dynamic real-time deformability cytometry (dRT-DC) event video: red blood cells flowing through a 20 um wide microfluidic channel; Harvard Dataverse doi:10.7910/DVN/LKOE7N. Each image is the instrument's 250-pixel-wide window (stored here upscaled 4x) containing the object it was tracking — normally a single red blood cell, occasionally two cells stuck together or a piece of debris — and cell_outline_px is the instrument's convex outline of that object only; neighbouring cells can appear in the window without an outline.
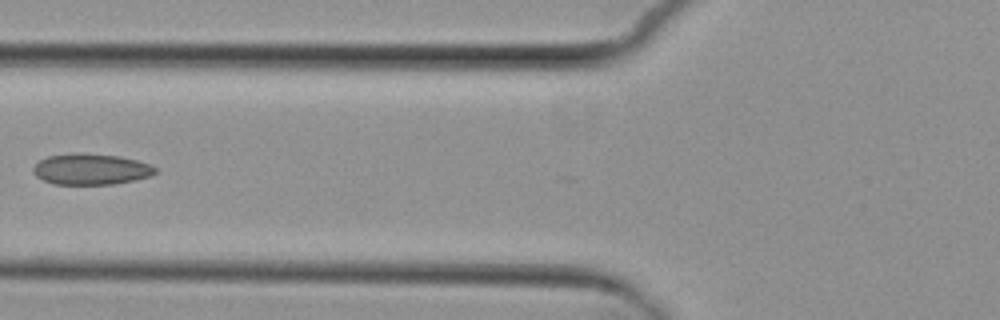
{"species": "common noctule bat (a hibernating species)", "species_latin": "Nyctalus noctula", "temperature_condition": "cold", "stored_images_in_passage": 7, "camera_frame_rate_fps": 3000, "um_per_image_px": 0.085, "animal": {"sex": "female", "body_mass_g": 29.2, "forearm_length_mm": 56.3}, "frame": {"image": 1, "passage_image": 6, "time_ms": 6.0, "image_size_px": [1000, 320], "cell_outline_px": [[156, 172], [152, 176], [136, 180], [112, 184], [52, 184], [36, 176], [32, 172], [32, 168], [40, 160], [48, 156], [76, 152], [80, 152], [120, 156], [152, 164], [156, 168]], "centroid_in_image_um": [7.75, 14.37], "position_along_channel_um": 118.1, "area_um2": 22.31}}
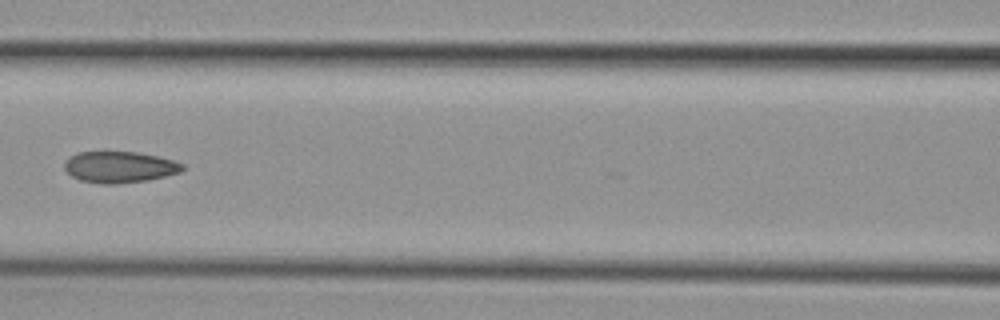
{"frame": {"image": 2, "passage_image": 7, "time_ms": 7.0, "image_size_px": [1000, 320], "cell_outline_px": [[184, 168], [180, 172], [148, 180], [116, 184], [100, 184], [80, 180], [72, 176], [64, 168], [64, 160], [68, 156], [76, 152], [104, 148], [136, 152], [156, 156], [172, 160], [184, 164]], "centroid_in_image_um": [10.07, 14.14], "position_along_channel_um": 156.5, "area_um2": 22.43}}